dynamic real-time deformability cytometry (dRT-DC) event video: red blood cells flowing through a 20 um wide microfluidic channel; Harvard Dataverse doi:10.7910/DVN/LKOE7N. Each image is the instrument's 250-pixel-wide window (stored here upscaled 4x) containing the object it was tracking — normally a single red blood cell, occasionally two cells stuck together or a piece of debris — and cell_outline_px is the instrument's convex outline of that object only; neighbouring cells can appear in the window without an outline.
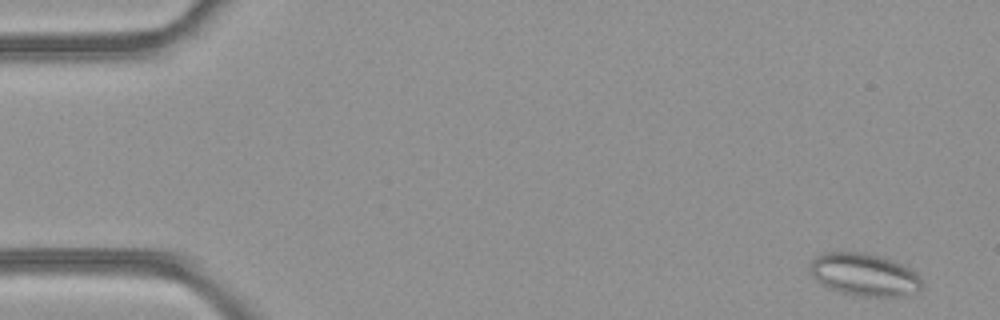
{"species": "common noctule bat (a hibernating species)", "species_latin": "Nyctalus noctula", "temperature_condition": "room temperature", "stored_images_in_passage": 48, "camera_frame_rate_fps": 3000, "um_per_image_px": 0.085, "animal": {"sex": "female", "body_mass_g": 21.9}, "frame": {"image": 1, "passage_image": 2, "time_ms": 0.333, "image_size_px": [1000, 320], "cell_outline_px": [[924, 284], [920, 292], [916, 296], [856, 296], [840, 292], [820, 284], [812, 276], [808, 268], [808, 264], [816, 256], [824, 252], [864, 252], [880, 256], [892, 260], [912, 268], [924, 280]], "centroid_in_image_um": [73.52, 23.36], "position_along_channel_um": 11.5, "area_um2": 28.61}}
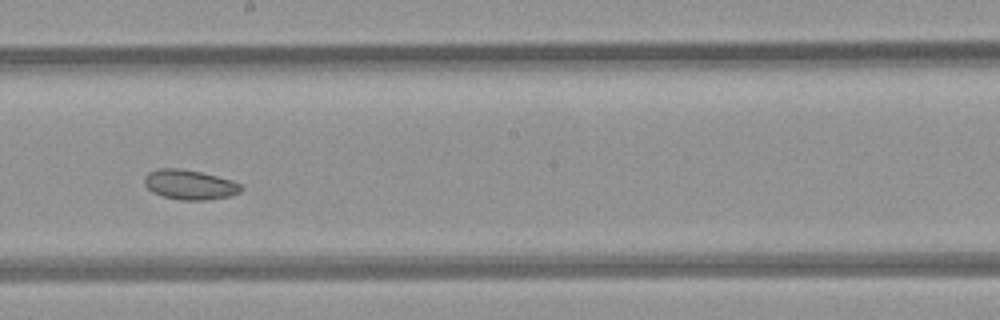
{"frame": {"image": 2, "passage_image": 27, "time_ms": 8.667, "image_size_px": [1000, 320], "cell_outline_px": [[244, 188], [240, 192], [228, 196], [208, 200], [180, 200], [164, 196], [152, 192], [144, 184], [144, 176], [148, 172], [160, 168], [180, 168], [200, 172], [232, 180], [240, 184]], "centroid_in_image_um": [16.11, 15.69], "position_along_channel_um": 232.1, "area_um2": 16.76}}
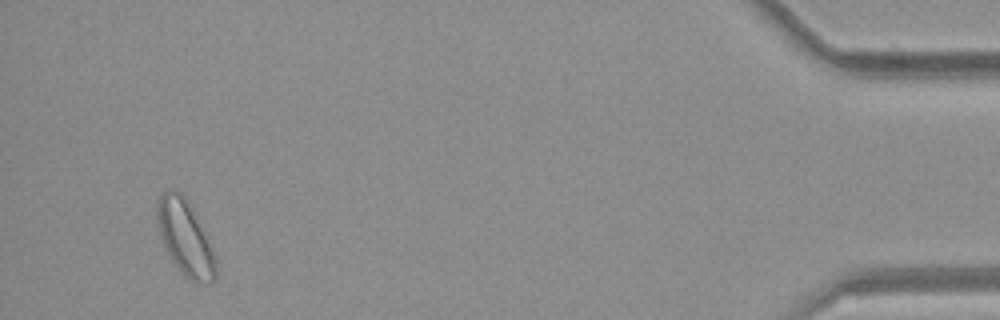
{"frame": {"image": 3, "passage_image": 46, "time_ms": 15.0, "image_size_px": [1000, 320], "cell_outline_px": [[216, 280], [208, 284], [196, 284], [188, 280], [176, 268], [168, 256], [164, 248], [160, 236], [156, 220], [156, 204], [160, 196], [168, 188], [172, 188], [180, 192], [188, 200], [216, 256]], "centroid_in_image_um": [15.72, 20.26], "position_along_channel_um": 419.5, "area_um2": 26.24}, "authors_computed_cell_mechanics": {"area_um2": 20.4612, "velocity_mm_per_s": 4.2662, "shape_relaxation_time_tau1_ms": null, "shape_relaxation_time_tau2_ms": 11.1637, "deformation_change_tau1": null, "deformation_change_tau2": 0.1443}}